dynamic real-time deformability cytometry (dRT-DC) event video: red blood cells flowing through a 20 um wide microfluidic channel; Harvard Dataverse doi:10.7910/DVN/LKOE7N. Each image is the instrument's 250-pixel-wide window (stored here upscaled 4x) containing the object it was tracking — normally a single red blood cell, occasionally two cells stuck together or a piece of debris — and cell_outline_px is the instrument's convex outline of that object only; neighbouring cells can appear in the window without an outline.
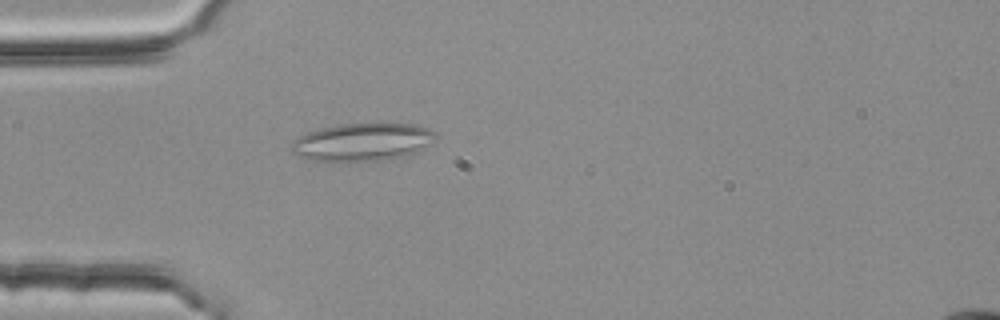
{"species": "common noctule bat (a hibernating species)", "species_latin": "Nyctalus noctula", "temperature_condition": "room temperature", "stored_images_in_passage": 3, "camera_frame_rate_fps": 3000, "um_per_image_px": 0.085, "animal": {"sex": "female", "body_mass_g": 25.1}, "frame": {"image": 1, "passage_image": 3, "time_ms": 0.667, "image_size_px": [1000, 320], "cell_outline_px": [[436, 140], [432, 144], [416, 152], [400, 156], [380, 160], [316, 160], [296, 156], [292, 152], [292, 144], [300, 136], [308, 132], [320, 128], [340, 124], [380, 120], [412, 124], [428, 128], [436, 132]], "centroid_in_image_um": [30.89, 12.0], "position_along_channel_um": 54.1, "area_um2": 32.25}}